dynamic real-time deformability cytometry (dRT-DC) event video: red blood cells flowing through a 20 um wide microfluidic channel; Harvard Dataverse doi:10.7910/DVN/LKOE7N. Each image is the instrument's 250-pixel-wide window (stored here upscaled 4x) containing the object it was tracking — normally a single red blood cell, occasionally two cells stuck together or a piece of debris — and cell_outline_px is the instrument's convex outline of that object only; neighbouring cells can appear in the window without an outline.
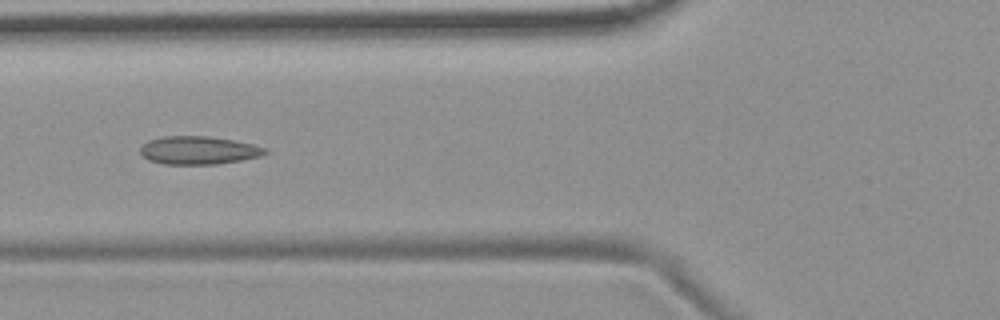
{"species": "common noctule bat (a hibernating species)", "species_latin": "Nyctalus noctula", "temperature_condition": "room temperature", "stored_images_in_passage": 7, "camera_frame_rate_fps": 3000, "um_per_image_px": 0.085, "animal": {"sex": "female", "body_mass_g": 19.9}, "frame": {"image": 1, "passage_image": 7, "time_ms": 7.0, "image_size_px": [1000, 320], "cell_outline_px": [[268, 152], [260, 156], [240, 160], [216, 164], [164, 164], [148, 160], [140, 152], [140, 148], [148, 140], [164, 136], [208, 136], [232, 140], [252, 144], [268, 148]], "centroid_in_image_um": [16.87, 12.77], "position_along_channel_um": 108.9, "area_um2": 20.35}}